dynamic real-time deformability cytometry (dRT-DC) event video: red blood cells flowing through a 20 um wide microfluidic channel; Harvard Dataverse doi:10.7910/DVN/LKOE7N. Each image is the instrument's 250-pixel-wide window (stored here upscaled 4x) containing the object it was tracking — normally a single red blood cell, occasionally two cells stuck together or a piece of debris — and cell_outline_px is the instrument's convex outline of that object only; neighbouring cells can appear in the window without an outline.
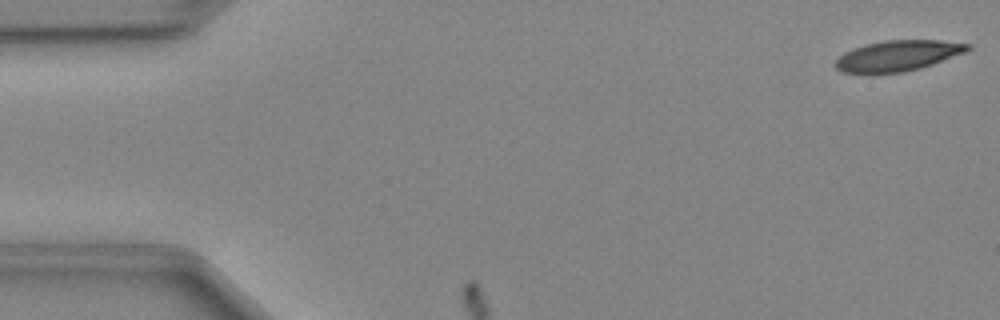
{"species": "Egyptian fruit bat (a non-hibernating species)", "species_latin": "Rousettus aegyptiacus", "temperature_condition": "cold", "stored_images_in_passage": 31, "camera_frame_rate_fps": 3000, "um_per_image_px": 0.085, "animal": {"sex": "female"}, "frame": {"image": 1, "passage_image": 1, "time_ms": 0.0, "image_size_px": [1000, 320], "cell_outline_px": [[972, 48], [964, 52], [932, 64], [920, 68], [904, 72], [844, 72], [836, 68], [832, 64], [844, 52], [864, 44], [884, 40], [940, 40], [972, 44]], "centroid_in_image_um": [76.32, 4.71], "position_along_channel_um": 8.7, "area_um2": 23.35}}